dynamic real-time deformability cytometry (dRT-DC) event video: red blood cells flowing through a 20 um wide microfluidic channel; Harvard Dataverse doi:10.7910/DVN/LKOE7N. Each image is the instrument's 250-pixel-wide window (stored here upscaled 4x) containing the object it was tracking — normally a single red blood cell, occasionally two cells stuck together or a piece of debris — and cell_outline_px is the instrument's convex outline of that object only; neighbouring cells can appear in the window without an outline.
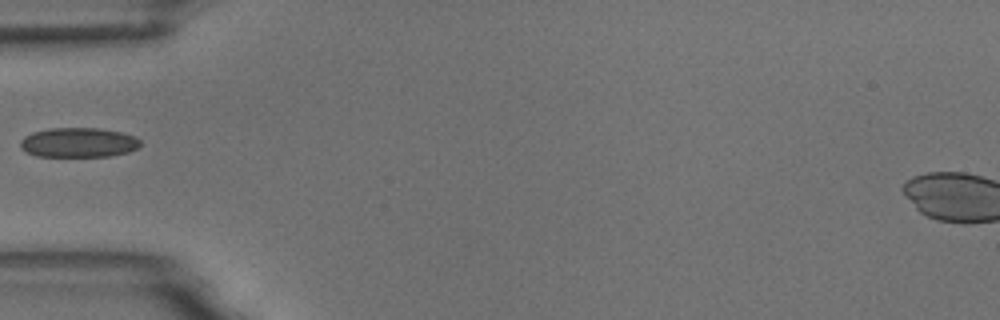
{"species": "common noctule bat (a hibernating species)", "species_latin": "Nyctalus noctula", "temperature_condition": "room temperature", "stored_images_in_passage": 6, "camera_frame_rate_fps": 3000, "um_per_image_px": 0.085, "animal": {"sex": "male", "body_mass_g": 18.8}, "frame": {"image": 1, "passage_image": 5, "time_ms": 5.333, "image_size_px": [1000, 320], "cell_outline_px": [[140, 144], [136, 148], [128, 152], [112, 156], [36, 156], [24, 152], [20, 148], [20, 140], [24, 136], [32, 132], [48, 128], [100, 128], [120, 132], [136, 136], [140, 140]], "centroid_in_image_um": [6.63, 12.11], "position_along_channel_um": 78.4, "area_um2": 20.92}}